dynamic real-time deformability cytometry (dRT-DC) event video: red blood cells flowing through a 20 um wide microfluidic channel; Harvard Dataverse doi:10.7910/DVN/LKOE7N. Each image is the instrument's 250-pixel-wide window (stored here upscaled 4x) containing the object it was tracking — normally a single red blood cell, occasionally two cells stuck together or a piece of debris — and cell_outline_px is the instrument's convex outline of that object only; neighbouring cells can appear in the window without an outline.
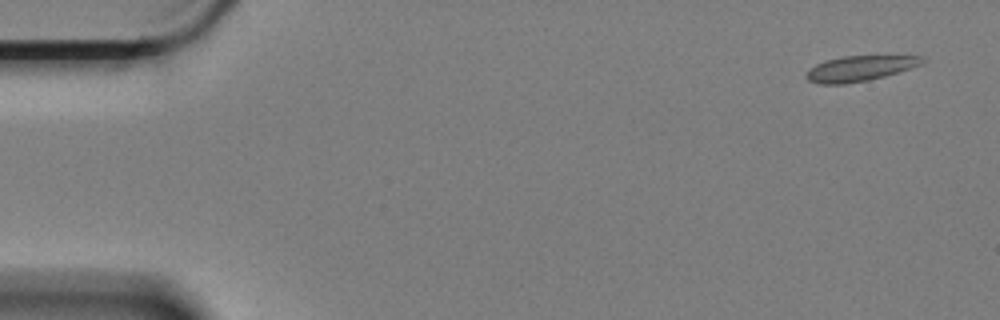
{"species": "Egyptian fruit bat (a non-hibernating species)", "species_latin": "Rousettus aegyptiacus", "temperature_condition": "cold", "stored_images_in_passage": 4, "camera_frame_rate_fps": 3000, "um_per_image_px": 0.085, "animal": {"sex": "female"}, "frame": {"image": 1, "passage_image": 1, "time_ms": 0.0, "image_size_px": [1000, 320], "cell_outline_px": [[928, 60], [920, 64], [884, 76], [868, 80], [844, 84], [820, 84], [808, 80], [804, 76], [816, 64], [824, 60], [844, 56], [924, 56]], "centroid_in_image_um": [73.07, 5.81], "position_along_channel_um": 11.9, "area_um2": 16.88}}
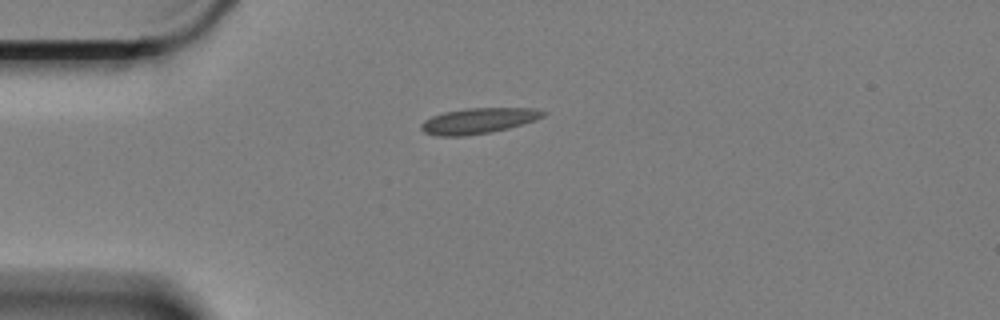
{"frame": {"image": 2, "passage_image": 4, "time_ms": 1.0, "image_size_px": [1000, 320], "cell_outline_px": [[548, 112], [544, 116], [536, 120], [508, 128], [492, 132], [464, 136], [436, 136], [424, 132], [420, 128], [420, 124], [424, 120], [432, 116], [444, 112], [468, 108], [532, 108]], "centroid_in_image_um": [40.65, 10.27], "position_along_channel_um": 44.3, "area_um2": 18.26}}